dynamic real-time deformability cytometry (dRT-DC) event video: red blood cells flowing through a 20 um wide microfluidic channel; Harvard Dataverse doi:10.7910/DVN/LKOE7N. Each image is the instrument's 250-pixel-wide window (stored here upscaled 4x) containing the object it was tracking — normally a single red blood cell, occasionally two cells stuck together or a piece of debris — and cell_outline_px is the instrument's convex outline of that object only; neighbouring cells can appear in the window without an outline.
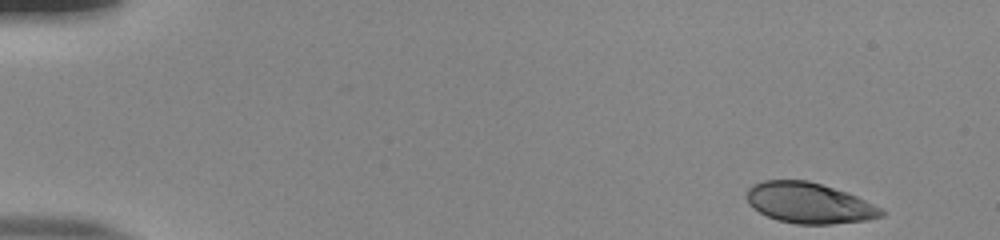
{"species": "human", "species_latin": "Homo sapiens", "temperature_condition": "room temperature", "stored_images_in_passage": 50, "camera_frame_rate_fps": 3000, "um_per_image_px": 0.085, "donor": {"sex": "male"}, "frame": {"image": 1, "passage_image": 1, "time_ms": 0.0, "image_size_px": [1000, 240], "cell_outline_px": [[884, 216], [864, 220], [832, 224], [796, 224], [776, 220], [752, 208], [748, 204], [748, 188], [752, 184], [764, 180], [808, 180], [848, 192], [880, 208], [884, 212]], "centroid_in_image_um": [68.75, 17.25], "position_along_channel_um": 16.3, "area_um2": 31.79}}
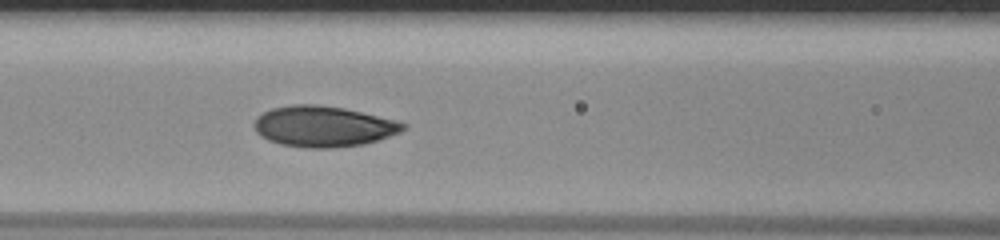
{"frame": {"image": 2, "passage_image": 21, "time_ms": 6.667, "image_size_px": [1000, 240], "cell_outline_px": [[408, 128], [400, 132], [364, 144], [332, 148], [308, 148], [280, 144], [268, 140], [260, 136], [256, 132], [252, 124], [256, 116], [272, 108], [292, 104], [320, 104], [344, 108], [396, 120], [408, 124]], "centroid_in_image_um": [27.46, 10.74], "position_along_channel_um": 139.1, "area_um2": 35.66}}
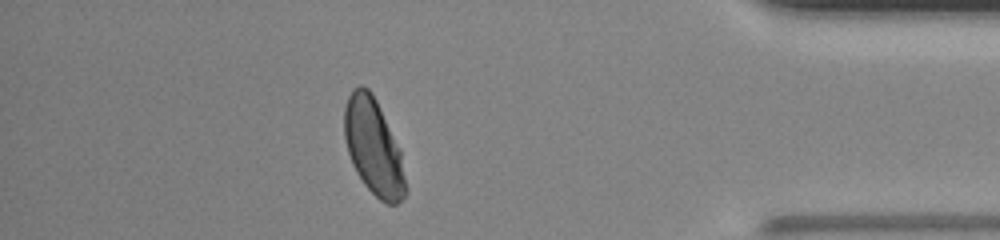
{"frame": {"image": 3, "passage_image": 44, "time_ms": 14.333, "image_size_px": [1000, 240], "cell_outline_px": [[408, 192], [396, 204], [388, 204], [380, 200], [364, 184], [356, 172], [352, 164], [348, 152], [344, 136], [344, 108], [348, 96], [352, 88], [360, 84], [368, 88], [372, 92], [400, 148], [408, 188]], "centroid_in_image_um": [31.76, 12.49], "position_along_channel_um": 403.4, "area_um2": 34.56}, "authors_computed_cell_mechanics": {"area_um2": 34.1309, "velocity_mm_per_s": 3.8848, "shape_relaxation_time_tau1_ms": 3.4242, "shape_relaxation_time_tau2_ms": null, "deformation_change_tau1": 0.1381, "deformation_change_tau2": null}}